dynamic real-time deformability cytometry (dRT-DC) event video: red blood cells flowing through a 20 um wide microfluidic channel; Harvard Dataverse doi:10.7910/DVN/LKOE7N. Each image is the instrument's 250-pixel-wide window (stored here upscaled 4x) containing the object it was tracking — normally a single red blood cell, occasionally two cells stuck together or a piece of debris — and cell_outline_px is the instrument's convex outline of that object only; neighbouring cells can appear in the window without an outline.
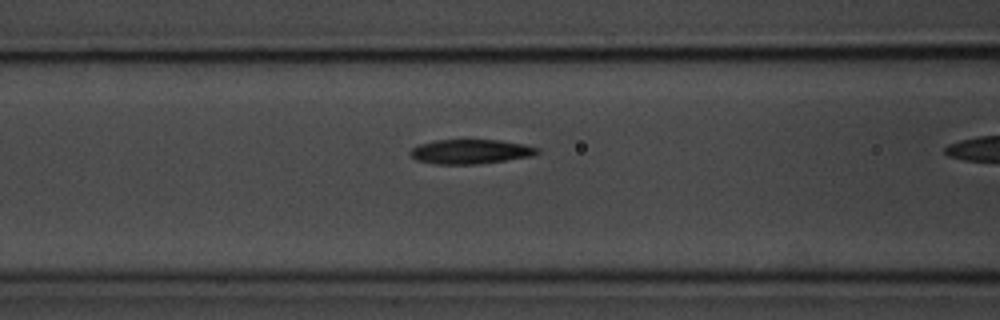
{"species": "common noctule bat (a hibernating species)", "species_latin": "Nyctalus noctula", "temperature_condition": "room temperature", "stored_images_in_passage": 31, "camera_frame_rate_fps": 3000, "um_per_image_px": 0.085, "animal": {"sex": "male", "body_mass_g": 20.1, "forearm_length_mm": 53.5}, "frame": {"image": 1, "passage_image": 10, "time_ms": 3.0, "image_size_px": [1000, 320], "cell_outline_px": [[540, 152], [532, 156], [480, 164], [432, 164], [416, 160], [408, 152], [412, 148], [420, 144], [436, 140], [500, 140], [524, 144], [540, 148]], "centroid_in_image_um": [40.0, 12.89], "position_along_channel_um": 126.6, "area_um2": 18.21}}